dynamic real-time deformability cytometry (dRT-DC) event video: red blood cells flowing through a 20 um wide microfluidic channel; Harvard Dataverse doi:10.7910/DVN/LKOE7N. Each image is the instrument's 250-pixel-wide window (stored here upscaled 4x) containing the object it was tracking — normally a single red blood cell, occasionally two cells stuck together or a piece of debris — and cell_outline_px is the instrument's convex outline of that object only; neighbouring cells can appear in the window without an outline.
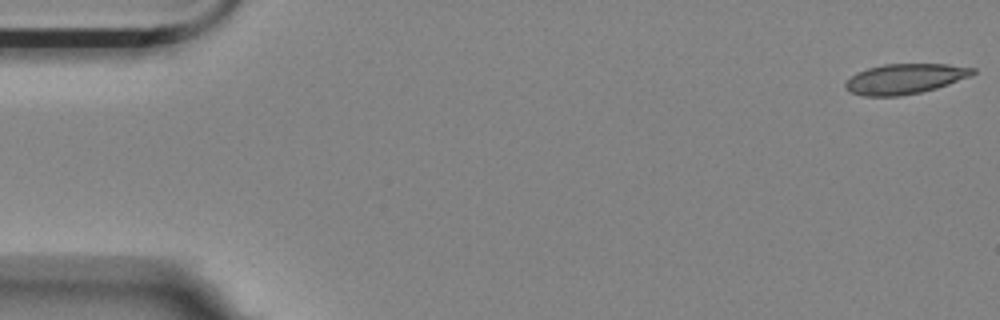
{"species": "Egyptian fruit bat (a non-hibernating species)", "species_latin": "Rousettus aegyptiacus", "temperature_condition": "room temperature", "stored_images_in_passage": 16, "camera_frame_rate_fps": 3000, "um_per_image_px": 0.085, "animal": {"sex": "female"}, "frame": {"image": 1, "passage_image": 1, "time_ms": 0.0, "image_size_px": [1000, 320], "cell_outline_px": [[976, 72], [968, 76], [948, 84], [936, 88], [920, 92], [900, 96], [864, 96], [852, 92], [844, 88], [844, 84], [856, 72], [868, 68], [884, 64], [948, 64], [976, 68]], "centroid_in_image_um": [76.9, 6.69], "position_along_channel_um": 8.1, "area_um2": 22.2}}
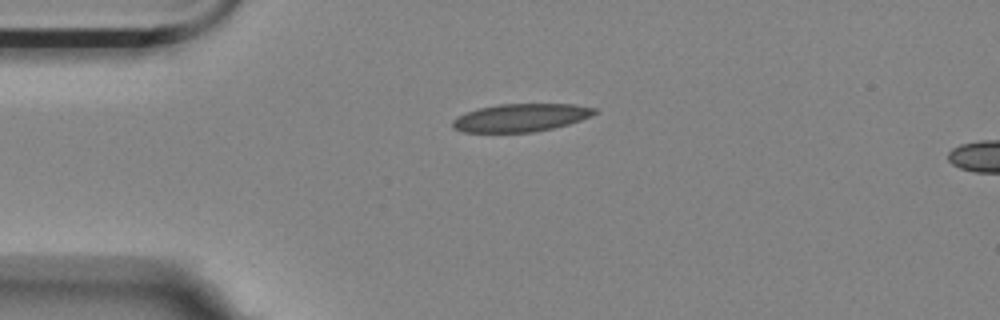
{"frame": {"image": 2, "passage_image": 13, "time_ms": 4.0, "image_size_px": [1000, 320], "cell_outline_px": [[596, 112], [580, 120], [568, 124], [552, 128], [532, 132], [464, 132], [452, 128], [452, 120], [456, 116], [464, 112], [476, 108], [500, 104], [572, 104], [596, 108]], "centroid_in_image_um": [44.18, 9.99], "position_along_channel_um": 40.8, "area_um2": 23.06}}